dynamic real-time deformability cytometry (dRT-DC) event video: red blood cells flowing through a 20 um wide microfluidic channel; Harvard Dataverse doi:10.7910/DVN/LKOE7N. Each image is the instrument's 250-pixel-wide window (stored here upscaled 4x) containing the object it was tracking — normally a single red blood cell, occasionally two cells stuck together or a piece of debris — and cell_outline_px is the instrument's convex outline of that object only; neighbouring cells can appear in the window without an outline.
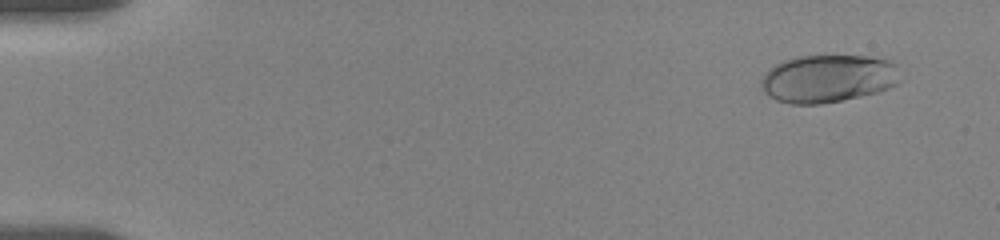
{"species": "human", "species_latin": "Homo sapiens", "temperature_condition": "room temperature", "stored_images_in_passage": 45, "camera_frame_rate_fps": 3000, "um_per_image_px": 0.085, "donor": {"sex": "female"}, "frame": {"image": 1, "passage_image": 3, "time_ms": 1.0, "image_size_px": [1000, 240], "cell_outline_px": [[900, 80], [896, 84], [888, 88], [876, 92], [860, 96], [820, 104], [788, 104], [776, 100], [768, 96], [760, 88], [760, 80], [764, 72], [776, 64], [784, 60], [796, 56], [868, 56], [888, 60], [896, 64]], "centroid_in_image_um": [70.33, 6.68], "position_along_channel_um": 14.7, "area_um2": 38.9}}
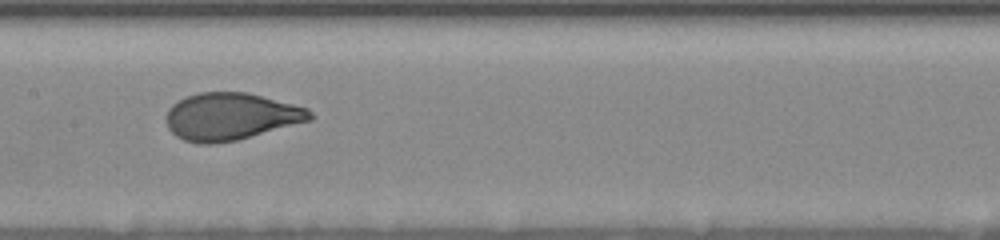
{"frame": {"image": 2, "passage_image": 28, "time_ms": 9.667, "image_size_px": [1000, 240], "cell_outline_px": [[312, 120], [236, 140], [212, 144], [200, 144], [184, 140], [176, 136], [168, 128], [168, 108], [172, 104], [188, 96], [200, 92], [248, 92], [308, 108], [312, 112]], "centroid_in_image_um": [19.63, 9.9], "position_along_channel_um": 187.8, "area_um2": 39.3}}
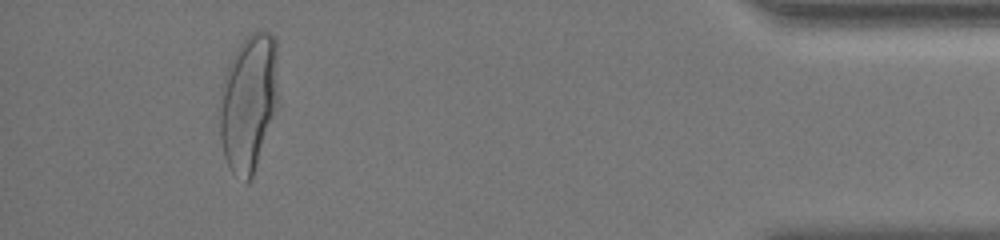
{"frame": {"image": 3, "passage_image": 43, "time_ms": 17.667, "image_size_px": [1000, 240], "cell_outline_px": [[280, 104], [252, 176], [248, 180], [232, 172], [228, 168], [224, 156], [220, 140], [220, 88], [228, 64], [232, 56], [240, 44], [252, 32], [272, 32], [276, 36]], "centroid_in_image_um": [21.17, 8.66], "position_along_channel_um": 414.0, "area_um2": 47.74}, "authors_computed_cell_mechanics": {"area_um2": 38.9572, "velocity_mm_per_s": 3.4885, "shape_relaxation_time_tau1_ms": 4.1939, "shape_relaxation_time_tau2_ms": null, "deformation_change_tau1": 0.179, "deformation_change_tau2": null}}